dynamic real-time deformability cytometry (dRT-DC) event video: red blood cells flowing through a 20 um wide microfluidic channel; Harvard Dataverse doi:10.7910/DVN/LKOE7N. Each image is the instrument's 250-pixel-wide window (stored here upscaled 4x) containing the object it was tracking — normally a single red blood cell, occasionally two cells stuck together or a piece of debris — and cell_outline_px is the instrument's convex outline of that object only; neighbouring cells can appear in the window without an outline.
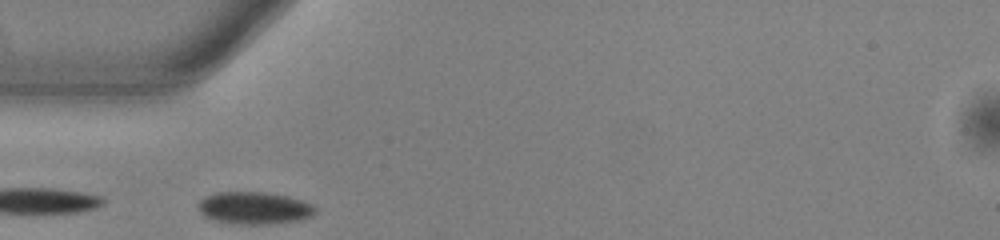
{"species": "common noctule bat (a hibernating species)", "species_latin": "Nyctalus noctula", "temperature_condition": "warm", "stored_images_in_passage": 10, "camera_frame_rate_fps": 3000, "um_per_image_px": 0.085, "animal": {"sex": "male", "body_mass_g": 13.0, "forearm_length_mm": 53.1}, "frame": {"image": 1, "passage_image": 1, "time_ms": 0.0, "image_size_px": [1000, 240], "cell_outline_px": [[316, 212], [312, 216], [300, 220], [276, 224], [236, 224], [212, 220], [204, 216], [200, 212], [196, 204], [204, 196], [216, 192], [268, 192], [288, 196], [304, 200], [312, 204], [316, 208]], "centroid_in_image_um": [21.61, 17.68], "position_along_channel_um": 63.4, "area_um2": 22.54}}
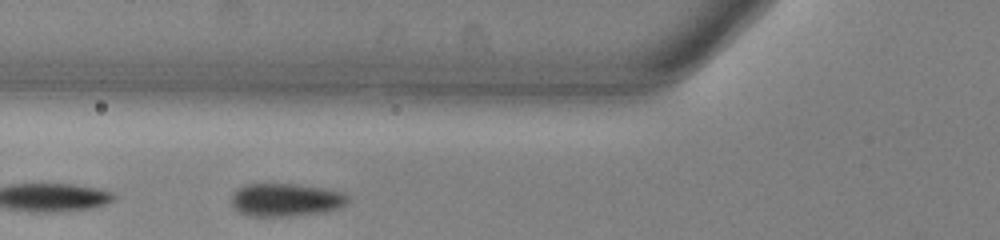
{"frame": {"image": 2, "passage_image": 4, "time_ms": 1.0, "image_size_px": [1000, 240], "cell_outline_px": [[348, 200], [340, 208], [324, 212], [292, 216], [248, 216], [240, 212], [232, 204], [232, 196], [240, 188], [248, 184], [292, 184], [324, 188], [340, 192], [348, 196]], "centroid_in_image_um": [24.31, 17.0], "position_along_channel_um": 101.5, "area_um2": 22.08}}